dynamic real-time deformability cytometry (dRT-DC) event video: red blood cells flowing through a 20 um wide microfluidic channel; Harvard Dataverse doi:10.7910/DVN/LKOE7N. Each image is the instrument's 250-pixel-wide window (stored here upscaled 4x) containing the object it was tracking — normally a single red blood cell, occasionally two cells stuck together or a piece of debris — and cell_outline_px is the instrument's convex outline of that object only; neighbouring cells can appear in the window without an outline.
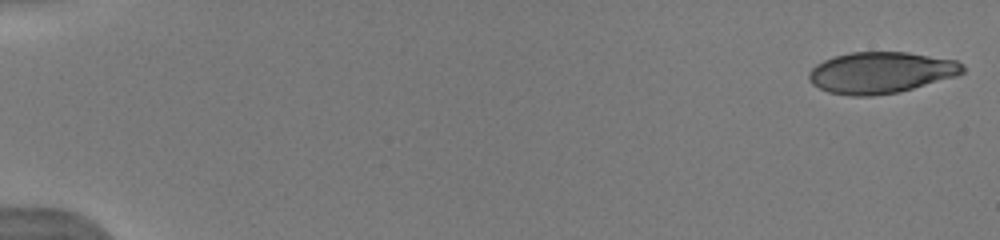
{"species": "human", "species_latin": "Homo sapiens", "temperature_condition": "warm", "stored_images_in_passage": 47, "camera_frame_rate_fps": 3000, "um_per_image_px": 0.085, "donor": {"sex": "male"}, "frame": {"image": 1, "passage_image": 1, "time_ms": 0.0, "image_size_px": [1000, 240], "cell_outline_px": [[964, 72], [956, 76], [900, 92], [872, 96], [848, 96], [828, 92], [812, 84], [808, 80], [808, 72], [816, 64], [824, 60], [836, 56], [852, 52], [908, 52], [956, 60], [964, 64]], "centroid_in_image_um": [74.87, 6.18], "position_along_channel_um": 10.1, "area_um2": 37.22}}
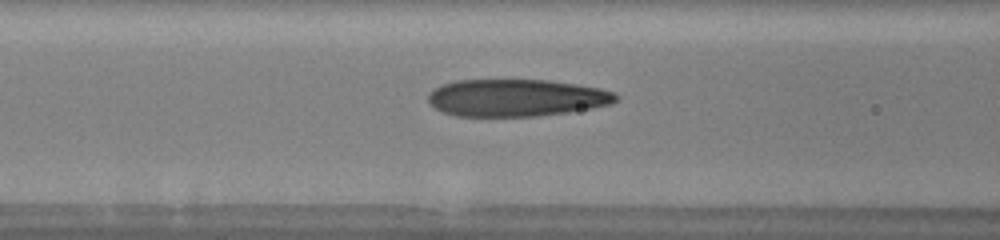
{"frame": {"image": 2, "passage_image": 21, "time_ms": 7.0, "image_size_px": [1000, 240], "cell_outline_px": [[620, 96], [612, 104], [592, 108], [568, 112], [536, 116], [456, 116], [444, 112], [428, 104], [428, 92], [444, 84], [456, 80], [548, 80], [576, 84], [600, 88], [612, 92]], "centroid_in_image_um": [43.89, 8.31], "position_along_channel_um": 122.7, "area_um2": 40.75}}
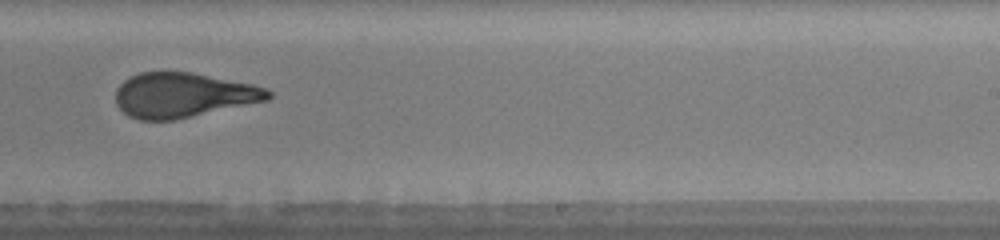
{"frame": {"image": 3, "passage_image": 31, "time_ms": 10.667, "image_size_px": [1000, 240], "cell_outline_px": [[272, 96], [268, 100], [176, 120], [140, 120], [128, 116], [116, 104], [116, 88], [128, 76], [140, 72], [192, 72], [252, 84], [268, 88], [272, 92]], "centroid_in_image_um": [15.57, 8.08], "position_along_channel_um": 273.4, "area_um2": 40.0}, "authors_computed_cell_mechanics": {"area_um2": 39.9398, "velocity_mm_per_s": 4.1116, "shape_relaxation_time_tau1_ms": 6.1206, "shape_relaxation_time_tau2_ms": 1.2601, "deformation_change_tau1": 0.2505, "deformation_change_tau2": 0.1012}}